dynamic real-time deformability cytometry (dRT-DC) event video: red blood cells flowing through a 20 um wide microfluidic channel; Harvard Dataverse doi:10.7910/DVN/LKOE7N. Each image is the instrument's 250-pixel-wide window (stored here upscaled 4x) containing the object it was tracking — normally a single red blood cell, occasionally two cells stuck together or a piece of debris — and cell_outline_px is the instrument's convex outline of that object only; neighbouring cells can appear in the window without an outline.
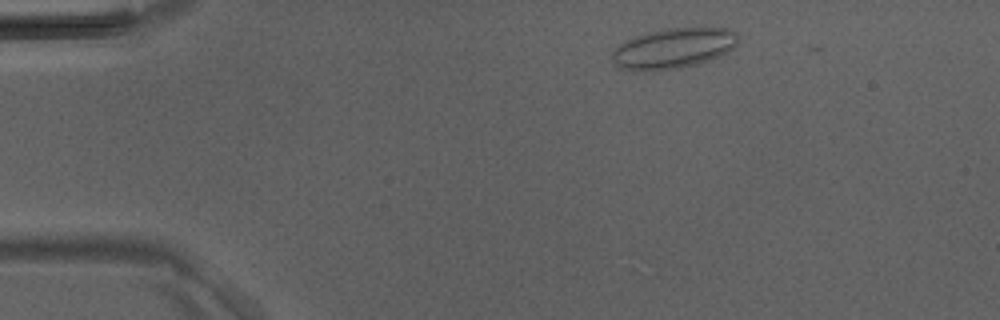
{"species": "Egyptian fruit bat (a non-hibernating species)", "species_latin": "Rousettus aegyptiacus", "temperature_condition": "room temperature", "stored_images_in_passage": 38, "camera_frame_rate_fps": 3000, "um_per_image_px": 0.085, "animal": {"sex": "male"}, "frame": {"image": 1, "passage_image": 1, "time_ms": 0.0, "image_size_px": [1000, 320], "cell_outline_px": [[736, 44], [728, 52], [720, 56], [696, 64], [676, 68], [644, 72], [632, 72], [620, 68], [612, 60], [612, 52], [624, 40], [648, 32], [668, 28], [732, 28], [736, 32]], "centroid_in_image_um": [57.2, 4.12], "position_along_channel_um": 27.8, "area_um2": 29.65}}
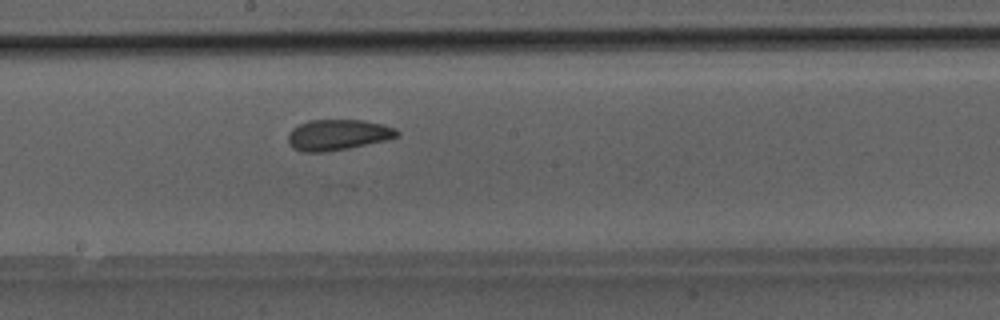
{"frame": {"image": 2, "passage_image": 18, "time_ms": 5.667, "image_size_px": [1000, 320], "cell_outline_px": [[400, 136], [388, 140], [348, 148], [324, 152], [300, 152], [292, 148], [288, 144], [288, 136], [292, 128], [308, 120], [364, 120], [384, 124], [396, 128], [400, 132]], "centroid_in_image_um": [28.74, 11.46], "position_along_channel_um": 219.5, "area_um2": 19.83}}
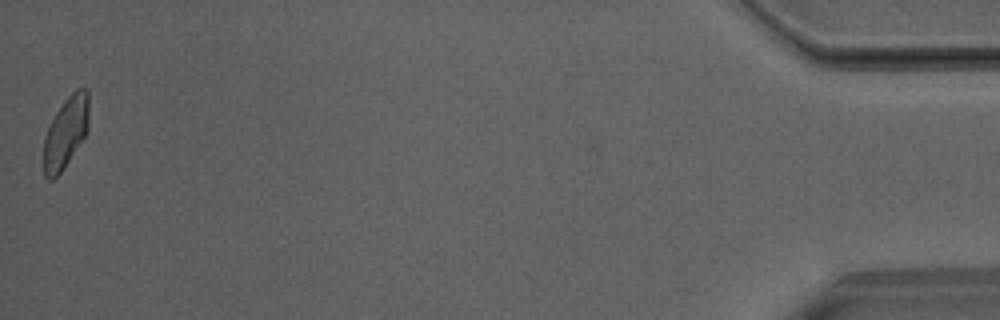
{"frame": {"image": 3, "passage_image": 38, "time_ms": 12.333, "image_size_px": [1000, 320], "cell_outline_px": [[88, 132], [64, 168], [52, 180], [48, 180], [44, 176], [44, 136], [56, 112], [64, 100], [76, 88], [88, 88]], "centroid_in_image_um": [5.6, 11.25], "position_along_channel_um": 429.6, "area_um2": 18.79}}